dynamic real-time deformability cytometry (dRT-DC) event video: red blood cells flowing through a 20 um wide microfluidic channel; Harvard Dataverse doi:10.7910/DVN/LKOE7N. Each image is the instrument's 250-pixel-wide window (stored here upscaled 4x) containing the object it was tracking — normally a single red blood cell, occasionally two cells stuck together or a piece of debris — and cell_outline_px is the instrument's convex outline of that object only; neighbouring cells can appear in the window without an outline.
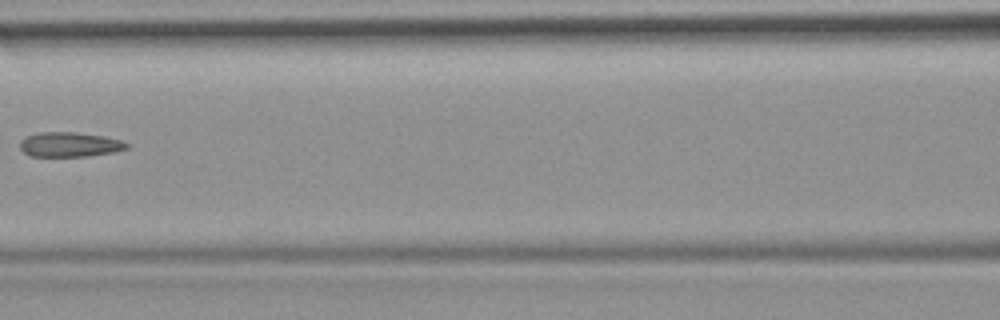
{"species": "common noctule bat (a hibernating species)", "species_latin": "Nyctalus noctula", "temperature_condition": "room temperature", "stored_images_in_passage": 6, "camera_frame_rate_fps": 3000, "um_per_image_px": 0.085, "animal": {"sex": "female", "body_mass_g": 19.9}, "frame": {"image": 1, "passage_image": 5, "time_ms": 1.333, "image_size_px": [1000, 320], "cell_outline_px": [[132, 144], [128, 148], [116, 152], [88, 156], [32, 156], [24, 152], [20, 148], [20, 140], [28, 136], [40, 132], [76, 132], [104, 136], [120, 140]], "centroid_in_image_um": [5.97, 12.28], "position_along_channel_um": 160.6, "area_um2": 15.43}}
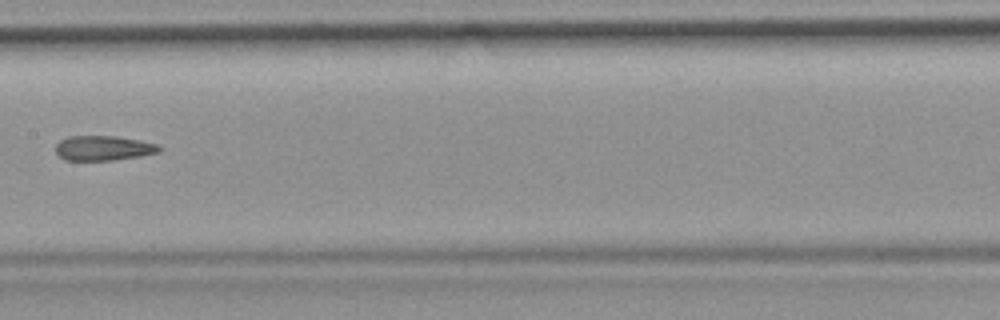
{"frame": {"image": 2, "passage_image": 6, "time_ms": 1.667, "image_size_px": [1000, 320], "cell_outline_px": [[164, 148], [160, 152], [140, 156], [112, 160], [64, 160], [56, 152], [56, 144], [60, 140], [68, 136], [116, 136], [156, 144]], "centroid_in_image_um": [8.78, 12.59], "position_along_channel_um": 198.6, "area_um2": 14.91}}